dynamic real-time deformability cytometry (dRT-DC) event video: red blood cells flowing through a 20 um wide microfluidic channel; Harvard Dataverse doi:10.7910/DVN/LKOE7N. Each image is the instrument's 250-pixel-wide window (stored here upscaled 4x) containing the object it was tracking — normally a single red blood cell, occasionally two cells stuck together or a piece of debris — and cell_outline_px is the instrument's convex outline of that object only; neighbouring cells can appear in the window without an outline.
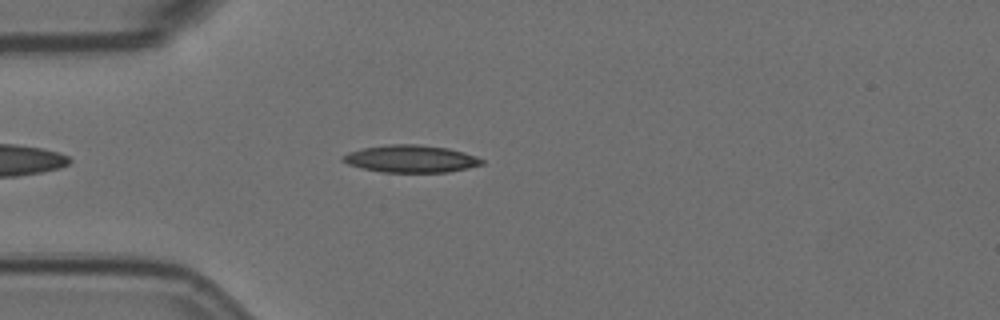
{"species": "Egyptian fruit bat (a non-hibernating species)", "species_latin": "Rousettus aegyptiacus", "temperature_condition": "room temperature", "stored_images_in_passage": 4, "camera_frame_rate_fps": 3000, "um_per_image_px": 0.085, "animal": {"sex": "female"}, "frame": {"image": 1, "passage_image": 4, "time_ms": 1.0, "image_size_px": [1000, 320], "cell_outline_px": [[484, 164], [468, 168], [448, 172], [380, 172], [360, 168], [348, 164], [340, 160], [340, 156], [348, 152], [364, 148], [388, 144], [420, 144], [448, 148], [464, 152], [476, 156], [484, 160]], "centroid_in_image_um": [34.9, 13.5], "position_along_channel_um": 50.1, "area_um2": 22.37}}